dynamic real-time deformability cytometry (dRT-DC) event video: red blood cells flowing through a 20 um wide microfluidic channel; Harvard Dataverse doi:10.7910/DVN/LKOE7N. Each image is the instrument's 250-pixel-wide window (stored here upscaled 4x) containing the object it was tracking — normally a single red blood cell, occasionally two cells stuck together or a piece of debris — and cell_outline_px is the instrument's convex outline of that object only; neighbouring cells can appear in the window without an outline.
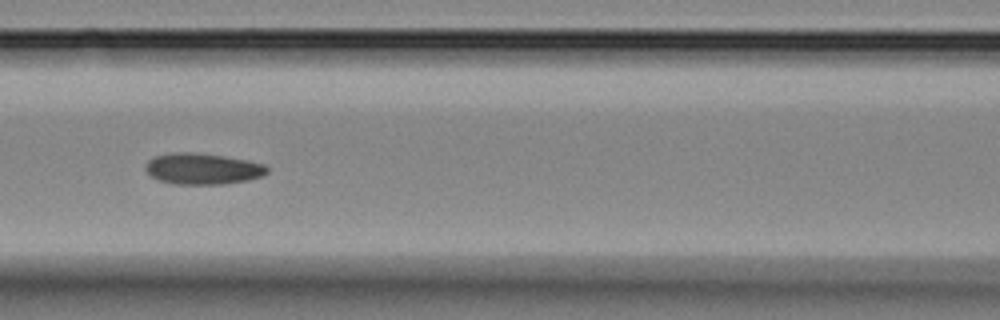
{"species": "Egyptian fruit bat (a non-hibernating species)", "species_latin": "Rousettus aegyptiacus", "temperature_condition": "room temperature", "stored_images_in_passage": 12, "camera_frame_rate_fps": 3000, "um_per_image_px": 0.085, "animal": {"sex": "female"}, "frame": {"image": 1, "passage_image": 3, "time_ms": 2.333, "image_size_px": [1000, 320], "cell_outline_px": [[268, 172], [264, 176], [248, 180], [224, 184], [172, 184], [160, 180], [152, 176], [144, 168], [148, 160], [156, 156], [172, 152], [192, 152], [224, 156], [248, 160], [264, 164], [268, 168]], "centroid_in_image_um": [17.25, 14.34], "position_along_channel_um": 149.4, "area_um2": 22.14}}
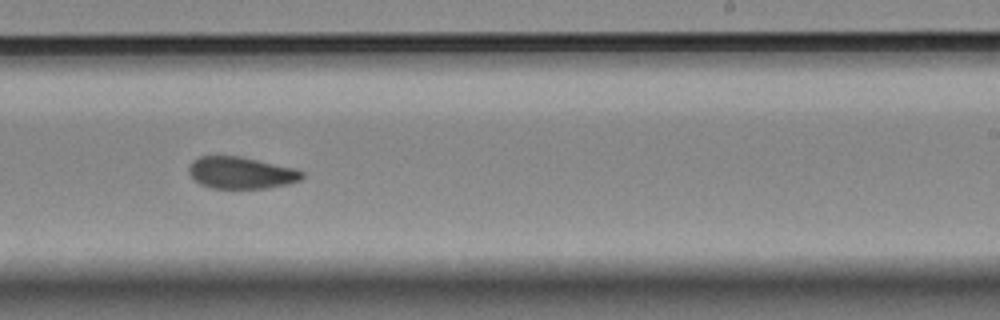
{"frame": {"image": 2, "passage_image": 6, "time_ms": 5.667, "image_size_px": [1000, 320], "cell_outline_px": [[304, 176], [300, 180], [288, 184], [268, 188], [212, 188], [200, 184], [188, 172], [188, 168], [192, 160], [200, 156], [240, 156], [296, 168], [304, 172]], "centroid_in_image_um": [20.51, 14.68], "position_along_channel_um": 268.5, "area_um2": 21.1}}
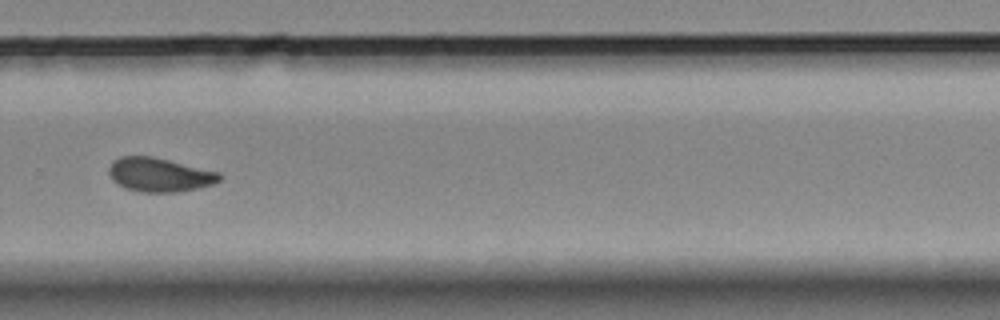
{"frame": {"image": 3, "passage_image": 7, "time_ms": 7.0, "image_size_px": [1000, 320], "cell_outline_px": [[220, 180], [212, 184], [196, 188], [176, 192], [144, 192], [124, 188], [112, 180], [108, 172], [108, 168], [112, 160], [120, 156], [152, 156], [220, 172]], "centroid_in_image_um": [13.51, 14.84], "position_along_channel_um": 316.3, "area_um2": 21.85}, "authors_computed_cell_mechanics": {"area_um2": 21.8484, "velocity_mm_per_s": 3.5818, "shape_relaxation_time_tau1_ms": 5.899, "shape_relaxation_time_tau2_ms": null, "deformation_change_tau1": 0.1137, "deformation_change_tau2": null}}